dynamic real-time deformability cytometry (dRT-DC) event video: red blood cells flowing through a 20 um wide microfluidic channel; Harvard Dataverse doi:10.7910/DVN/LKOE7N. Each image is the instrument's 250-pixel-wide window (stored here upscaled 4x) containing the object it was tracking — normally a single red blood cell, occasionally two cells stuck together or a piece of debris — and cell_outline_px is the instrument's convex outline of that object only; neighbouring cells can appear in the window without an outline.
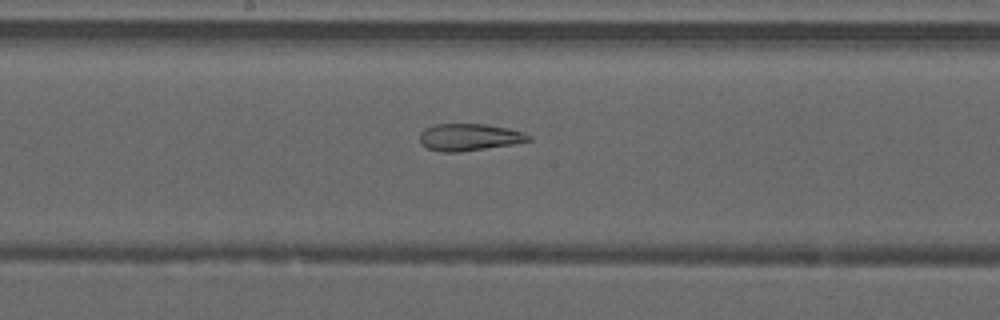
{"species": "common noctule bat (a hibernating species)", "species_latin": "Nyctalus noctula", "temperature_condition": "warm", "stored_images_in_passage": 45, "camera_frame_rate_fps": 3000, "um_per_image_px": 0.085, "animal": {"sex": "male", "forearm_length_mm": 52.5}, "frame": {"image": 1, "passage_image": 23, "time_ms": 7.333, "image_size_px": [1000, 320], "cell_outline_px": [[532, 140], [512, 144], [460, 152], [440, 152], [428, 148], [420, 144], [420, 132], [424, 128], [436, 124], [484, 124], [508, 128], [524, 132], [532, 136]], "centroid_in_image_um": [39.87, 11.66], "position_along_channel_um": 208.3, "area_um2": 17.22}}
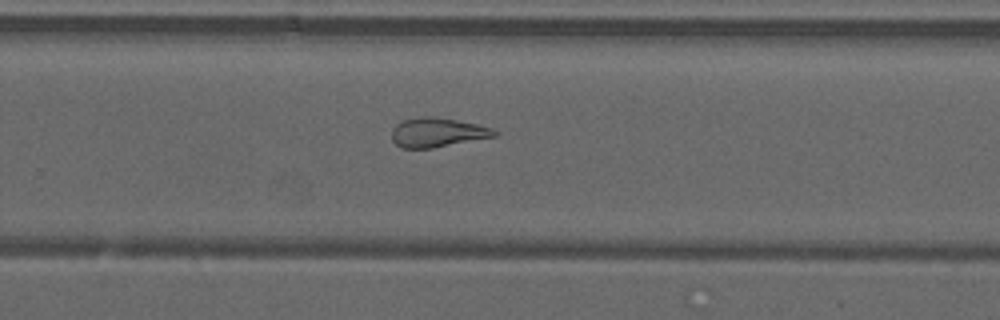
{"frame": {"image": 2, "passage_image": 29, "time_ms": 9.333, "image_size_px": [1000, 320], "cell_outline_px": [[496, 136], [432, 148], [400, 148], [392, 140], [392, 128], [396, 124], [404, 120], [420, 116], [432, 116], [456, 120], [476, 124], [492, 128], [496, 132]], "centroid_in_image_um": [37.13, 11.26], "position_along_channel_um": 292.7, "area_um2": 17.4}}
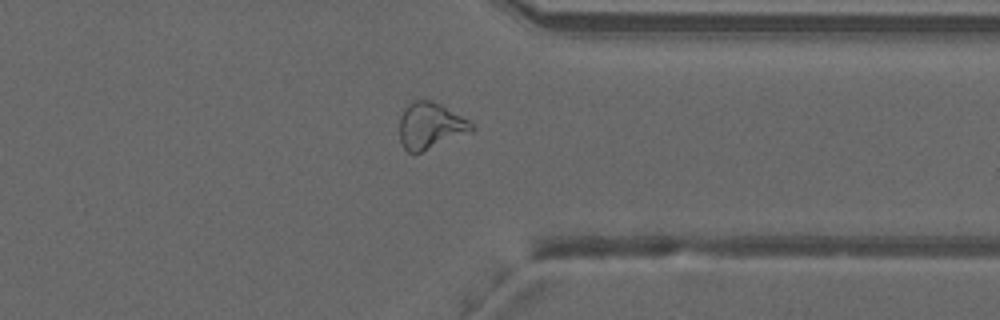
{"frame": {"image": 3, "passage_image": 35, "time_ms": 11.333, "image_size_px": [1000, 320], "cell_outline_px": [[476, 128], [472, 132], [420, 152], [408, 152], [404, 148], [400, 140], [400, 116], [404, 108], [412, 100], [432, 100], [440, 104], [468, 120]], "centroid_in_image_um": [36.57, 10.68], "position_along_channel_um": 374.8, "area_um2": 19.36}, "authors_computed_cell_mechanics": {"area_um2": 21.3282, "velocity_mm_per_s": 4.2422, "shape_relaxation_time_tau1_ms": null, "shape_relaxation_time_tau2_ms": 1.9439, "deformation_change_tau1": null, "deformation_change_tau2": 0.1111}}